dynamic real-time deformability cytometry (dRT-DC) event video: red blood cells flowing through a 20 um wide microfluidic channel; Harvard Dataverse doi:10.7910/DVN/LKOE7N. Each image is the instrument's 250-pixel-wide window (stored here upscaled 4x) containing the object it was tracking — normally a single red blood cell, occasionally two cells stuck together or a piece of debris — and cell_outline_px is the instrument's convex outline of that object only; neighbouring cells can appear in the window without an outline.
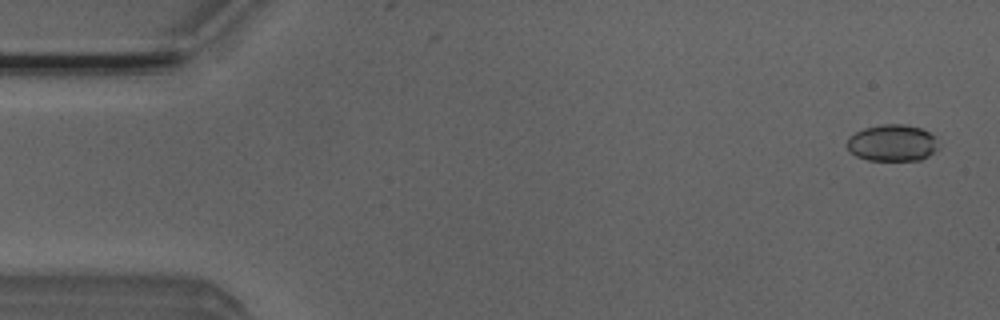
{"species": "Egyptian fruit bat (a non-hibernating species)", "species_latin": "Rousettus aegyptiacus", "temperature_condition": "room temperature", "stored_images_in_passage": 6, "segment_of_instrument_passage": [2, 2], "camera_frame_rate_fps": 3000, "um_per_image_px": 0.085, "animal": {"sex": "male"}, "frame": {"image": 1, "passage_image": 6, "time_ms": 1.667, "image_size_px": [1000, 320], "cell_outline_px": [[936, 148], [928, 156], [920, 160], [868, 160], [856, 156], [848, 152], [844, 144], [848, 136], [864, 128], [880, 124], [908, 124], [920, 128], [936, 136]], "centroid_in_image_um": [75.77, 12.14], "position_along_channel_um": 9.2, "area_um2": 19.77}}